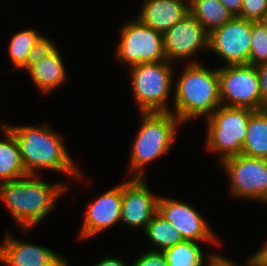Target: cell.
I'll return each mask as SVG.
<instances>
[{
  "label": "cell",
  "mask_w": 267,
  "mask_h": 266,
  "mask_svg": "<svg viewBox=\"0 0 267 266\" xmlns=\"http://www.w3.org/2000/svg\"><path fill=\"white\" fill-rule=\"evenodd\" d=\"M40 179L38 175H27L0 184V201L24 234L42 222L59 198L69 191L66 182L52 184Z\"/></svg>",
  "instance_id": "6da1fadb"
},
{
  "label": "cell",
  "mask_w": 267,
  "mask_h": 266,
  "mask_svg": "<svg viewBox=\"0 0 267 266\" xmlns=\"http://www.w3.org/2000/svg\"><path fill=\"white\" fill-rule=\"evenodd\" d=\"M4 125L14 135L19 145L24 169L29 175H38L40 170L47 169L69 174L75 179L78 178V181H83L80 169L64 146L63 136L51 129L49 124Z\"/></svg>",
  "instance_id": "7a4b0ae2"
},
{
  "label": "cell",
  "mask_w": 267,
  "mask_h": 266,
  "mask_svg": "<svg viewBox=\"0 0 267 266\" xmlns=\"http://www.w3.org/2000/svg\"><path fill=\"white\" fill-rule=\"evenodd\" d=\"M176 82L171 112L183 124L198 117L208 118L221 106L218 67L186 63Z\"/></svg>",
  "instance_id": "3957f363"
},
{
  "label": "cell",
  "mask_w": 267,
  "mask_h": 266,
  "mask_svg": "<svg viewBox=\"0 0 267 266\" xmlns=\"http://www.w3.org/2000/svg\"><path fill=\"white\" fill-rule=\"evenodd\" d=\"M141 126L134 138L129 158L131 177L144 178L145 168L168 154L176 140L177 126L183 123L172 112H140Z\"/></svg>",
  "instance_id": "277c9868"
},
{
  "label": "cell",
  "mask_w": 267,
  "mask_h": 266,
  "mask_svg": "<svg viewBox=\"0 0 267 266\" xmlns=\"http://www.w3.org/2000/svg\"><path fill=\"white\" fill-rule=\"evenodd\" d=\"M172 62H149L130 67L132 92L139 112H171L167 103L175 72ZM173 84V85H172ZM169 104V105H168Z\"/></svg>",
  "instance_id": "5b68a950"
},
{
  "label": "cell",
  "mask_w": 267,
  "mask_h": 266,
  "mask_svg": "<svg viewBox=\"0 0 267 266\" xmlns=\"http://www.w3.org/2000/svg\"><path fill=\"white\" fill-rule=\"evenodd\" d=\"M254 111L251 108L221 105L205 119L207 132L204 146L209 152H216L220 162L241 154L248 120Z\"/></svg>",
  "instance_id": "8992f818"
},
{
  "label": "cell",
  "mask_w": 267,
  "mask_h": 266,
  "mask_svg": "<svg viewBox=\"0 0 267 266\" xmlns=\"http://www.w3.org/2000/svg\"><path fill=\"white\" fill-rule=\"evenodd\" d=\"M125 23L121 26L120 39L115 48L118 62L128 64L126 66L130 68L137 64L166 60L162 33L143 24L136 17Z\"/></svg>",
  "instance_id": "52a82bcc"
},
{
  "label": "cell",
  "mask_w": 267,
  "mask_h": 266,
  "mask_svg": "<svg viewBox=\"0 0 267 266\" xmlns=\"http://www.w3.org/2000/svg\"><path fill=\"white\" fill-rule=\"evenodd\" d=\"M220 165L229 179L233 196L267 203V159L241 153L225 158Z\"/></svg>",
  "instance_id": "ba28073f"
},
{
  "label": "cell",
  "mask_w": 267,
  "mask_h": 266,
  "mask_svg": "<svg viewBox=\"0 0 267 266\" xmlns=\"http://www.w3.org/2000/svg\"><path fill=\"white\" fill-rule=\"evenodd\" d=\"M218 76L221 105L261 110L256 66L250 64L221 66L218 68Z\"/></svg>",
  "instance_id": "9c48e42d"
},
{
  "label": "cell",
  "mask_w": 267,
  "mask_h": 266,
  "mask_svg": "<svg viewBox=\"0 0 267 266\" xmlns=\"http://www.w3.org/2000/svg\"><path fill=\"white\" fill-rule=\"evenodd\" d=\"M157 212L180 232L185 241L206 242L211 245L216 243L217 246L222 243L207 220L194 207L183 201L159 196Z\"/></svg>",
  "instance_id": "30bf717a"
},
{
  "label": "cell",
  "mask_w": 267,
  "mask_h": 266,
  "mask_svg": "<svg viewBox=\"0 0 267 266\" xmlns=\"http://www.w3.org/2000/svg\"><path fill=\"white\" fill-rule=\"evenodd\" d=\"M251 46V21L233 17L209 34V51L223 59L224 65L248 64Z\"/></svg>",
  "instance_id": "8fae6325"
},
{
  "label": "cell",
  "mask_w": 267,
  "mask_h": 266,
  "mask_svg": "<svg viewBox=\"0 0 267 266\" xmlns=\"http://www.w3.org/2000/svg\"><path fill=\"white\" fill-rule=\"evenodd\" d=\"M162 36L166 60L172 63L181 59H188L187 63H197L192 60L194 55L209 49V33L190 13Z\"/></svg>",
  "instance_id": "7c38bea8"
},
{
  "label": "cell",
  "mask_w": 267,
  "mask_h": 266,
  "mask_svg": "<svg viewBox=\"0 0 267 266\" xmlns=\"http://www.w3.org/2000/svg\"><path fill=\"white\" fill-rule=\"evenodd\" d=\"M159 195L149 189L145 178L130 177L122 183L121 223L145 230L157 212Z\"/></svg>",
  "instance_id": "4fadbf2b"
},
{
  "label": "cell",
  "mask_w": 267,
  "mask_h": 266,
  "mask_svg": "<svg viewBox=\"0 0 267 266\" xmlns=\"http://www.w3.org/2000/svg\"><path fill=\"white\" fill-rule=\"evenodd\" d=\"M122 183L100 194L86 208L79 239L95 237L121 221Z\"/></svg>",
  "instance_id": "5bb4252c"
},
{
  "label": "cell",
  "mask_w": 267,
  "mask_h": 266,
  "mask_svg": "<svg viewBox=\"0 0 267 266\" xmlns=\"http://www.w3.org/2000/svg\"><path fill=\"white\" fill-rule=\"evenodd\" d=\"M0 245V262L6 266H66V259L48 247L6 233ZM65 259V260H64Z\"/></svg>",
  "instance_id": "9a60e30c"
},
{
  "label": "cell",
  "mask_w": 267,
  "mask_h": 266,
  "mask_svg": "<svg viewBox=\"0 0 267 266\" xmlns=\"http://www.w3.org/2000/svg\"><path fill=\"white\" fill-rule=\"evenodd\" d=\"M137 18L148 27L164 33L189 14L182 0H143Z\"/></svg>",
  "instance_id": "2e32d148"
},
{
  "label": "cell",
  "mask_w": 267,
  "mask_h": 266,
  "mask_svg": "<svg viewBox=\"0 0 267 266\" xmlns=\"http://www.w3.org/2000/svg\"><path fill=\"white\" fill-rule=\"evenodd\" d=\"M25 71L43 94L56 90L67 80L66 66L58 48Z\"/></svg>",
  "instance_id": "e0dca14e"
},
{
  "label": "cell",
  "mask_w": 267,
  "mask_h": 266,
  "mask_svg": "<svg viewBox=\"0 0 267 266\" xmlns=\"http://www.w3.org/2000/svg\"><path fill=\"white\" fill-rule=\"evenodd\" d=\"M3 138L0 141V184L29 175L23 166L19 145L12 132L0 123Z\"/></svg>",
  "instance_id": "ac0fdd59"
},
{
  "label": "cell",
  "mask_w": 267,
  "mask_h": 266,
  "mask_svg": "<svg viewBox=\"0 0 267 266\" xmlns=\"http://www.w3.org/2000/svg\"><path fill=\"white\" fill-rule=\"evenodd\" d=\"M241 153L267 159V108L255 110L250 115Z\"/></svg>",
  "instance_id": "d6986e66"
},
{
  "label": "cell",
  "mask_w": 267,
  "mask_h": 266,
  "mask_svg": "<svg viewBox=\"0 0 267 266\" xmlns=\"http://www.w3.org/2000/svg\"><path fill=\"white\" fill-rule=\"evenodd\" d=\"M189 13L209 34L234 17L219 0H194L189 5Z\"/></svg>",
  "instance_id": "ffe728a7"
},
{
  "label": "cell",
  "mask_w": 267,
  "mask_h": 266,
  "mask_svg": "<svg viewBox=\"0 0 267 266\" xmlns=\"http://www.w3.org/2000/svg\"><path fill=\"white\" fill-rule=\"evenodd\" d=\"M143 233L154 244L152 250L156 251H164L184 241L180 232L158 212L153 215Z\"/></svg>",
  "instance_id": "44dd1931"
},
{
  "label": "cell",
  "mask_w": 267,
  "mask_h": 266,
  "mask_svg": "<svg viewBox=\"0 0 267 266\" xmlns=\"http://www.w3.org/2000/svg\"><path fill=\"white\" fill-rule=\"evenodd\" d=\"M199 243L184 240L164 250L168 266H205L209 253L204 255Z\"/></svg>",
  "instance_id": "7402d4cb"
},
{
  "label": "cell",
  "mask_w": 267,
  "mask_h": 266,
  "mask_svg": "<svg viewBox=\"0 0 267 266\" xmlns=\"http://www.w3.org/2000/svg\"><path fill=\"white\" fill-rule=\"evenodd\" d=\"M42 36L35 28L22 29L13 34L10 42L8 43L9 60L13 65V69H22L28 61L30 50L34 44Z\"/></svg>",
  "instance_id": "603a6c76"
},
{
  "label": "cell",
  "mask_w": 267,
  "mask_h": 266,
  "mask_svg": "<svg viewBox=\"0 0 267 266\" xmlns=\"http://www.w3.org/2000/svg\"><path fill=\"white\" fill-rule=\"evenodd\" d=\"M267 62V22L251 21V46L248 64L257 66Z\"/></svg>",
  "instance_id": "cb8c5ba5"
},
{
  "label": "cell",
  "mask_w": 267,
  "mask_h": 266,
  "mask_svg": "<svg viewBox=\"0 0 267 266\" xmlns=\"http://www.w3.org/2000/svg\"><path fill=\"white\" fill-rule=\"evenodd\" d=\"M237 17L250 21H265L267 0H242L241 11Z\"/></svg>",
  "instance_id": "d4e9b609"
},
{
  "label": "cell",
  "mask_w": 267,
  "mask_h": 266,
  "mask_svg": "<svg viewBox=\"0 0 267 266\" xmlns=\"http://www.w3.org/2000/svg\"><path fill=\"white\" fill-rule=\"evenodd\" d=\"M56 48L57 46H55V43H53L50 38L42 35L30 50L27 64L21 70H26L31 64L38 63L51 54Z\"/></svg>",
  "instance_id": "484cf974"
},
{
  "label": "cell",
  "mask_w": 267,
  "mask_h": 266,
  "mask_svg": "<svg viewBox=\"0 0 267 266\" xmlns=\"http://www.w3.org/2000/svg\"><path fill=\"white\" fill-rule=\"evenodd\" d=\"M131 266H168L163 251L149 250L138 256Z\"/></svg>",
  "instance_id": "4316f807"
},
{
  "label": "cell",
  "mask_w": 267,
  "mask_h": 266,
  "mask_svg": "<svg viewBox=\"0 0 267 266\" xmlns=\"http://www.w3.org/2000/svg\"><path fill=\"white\" fill-rule=\"evenodd\" d=\"M206 266H242V265H238L237 263H235V261L233 262L230 259H227L225 256H222L220 254H216V253H209L207 259H206ZM247 266H255V261H254V257L253 254L252 256L249 257V259H247ZM243 265V266H245Z\"/></svg>",
  "instance_id": "83f0119b"
},
{
  "label": "cell",
  "mask_w": 267,
  "mask_h": 266,
  "mask_svg": "<svg viewBox=\"0 0 267 266\" xmlns=\"http://www.w3.org/2000/svg\"><path fill=\"white\" fill-rule=\"evenodd\" d=\"M260 84L261 110L267 108V62L256 66Z\"/></svg>",
  "instance_id": "f1b7e54d"
},
{
  "label": "cell",
  "mask_w": 267,
  "mask_h": 266,
  "mask_svg": "<svg viewBox=\"0 0 267 266\" xmlns=\"http://www.w3.org/2000/svg\"><path fill=\"white\" fill-rule=\"evenodd\" d=\"M227 10L235 17L240 14L242 0H219Z\"/></svg>",
  "instance_id": "f546056e"
},
{
  "label": "cell",
  "mask_w": 267,
  "mask_h": 266,
  "mask_svg": "<svg viewBox=\"0 0 267 266\" xmlns=\"http://www.w3.org/2000/svg\"><path fill=\"white\" fill-rule=\"evenodd\" d=\"M255 266H267V242L253 254Z\"/></svg>",
  "instance_id": "4dcf8cb0"
},
{
  "label": "cell",
  "mask_w": 267,
  "mask_h": 266,
  "mask_svg": "<svg viewBox=\"0 0 267 266\" xmlns=\"http://www.w3.org/2000/svg\"><path fill=\"white\" fill-rule=\"evenodd\" d=\"M96 263L94 266H128L122 259L112 256H107Z\"/></svg>",
  "instance_id": "1f68e13d"
},
{
  "label": "cell",
  "mask_w": 267,
  "mask_h": 266,
  "mask_svg": "<svg viewBox=\"0 0 267 266\" xmlns=\"http://www.w3.org/2000/svg\"><path fill=\"white\" fill-rule=\"evenodd\" d=\"M184 2H186L188 5H190L194 0H182Z\"/></svg>",
  "instance_id": "d6a6232c"
}]
</instances>
